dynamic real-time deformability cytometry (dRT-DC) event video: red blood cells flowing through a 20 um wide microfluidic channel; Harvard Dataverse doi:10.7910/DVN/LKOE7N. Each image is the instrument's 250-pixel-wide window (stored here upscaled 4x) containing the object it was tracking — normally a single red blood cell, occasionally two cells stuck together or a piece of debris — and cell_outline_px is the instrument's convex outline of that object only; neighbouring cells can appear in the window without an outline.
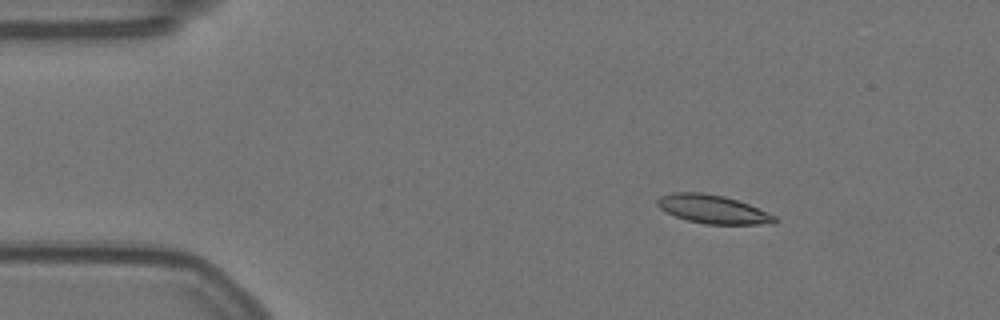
{"species": "Egyptian fruit bat (a non-hibernating species)", "species_latin": "Rousettus aegyptiacus", "temperature_condition": "warm", "stored_images_in_passage": 13, "camera_frame_rate_fps": 3000, "um_per_image_px": 0.085, "animal": {"sex": "female"}, "frame": {"image": 1, "passage_image": 9, "time_ms": 2.667, "image_size_px": [1000, 320], "cell_outline_px": [[776, 224], [704, 224], [688, 220], [676, 216], [660, 208], [656, 204], [656, 200], [660, 196], [672, 192], [700, 192], [724, 196], [748, 204], [768, 212], [776, 216]], "centroid_in_image_um": [60.6, 17.78], "position_along_channel_um": 24.4, "area_um2": 19.42}}